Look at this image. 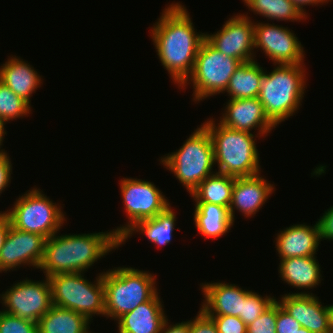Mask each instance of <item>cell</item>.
Masks as SVG:
<instances>
[{
    "label": "cell",
    "instance_id": "9a60e30c",
    "mask_svg": "<svg viewBox=\"0 0 333 333\" xmlns=\"http://www.w3.org/2000/svg\"><path fill=\"white\" fill-rule=\"evenodd\" d=\"M226 104L219 121L225 127L248 133L253 129L258 130L257 134L263 138L276 128L258 97L229 99Z\"/></svg>",
    "mask_w": 333,
    "mask_h": 333
},
{
    "label": "cell",
    "instance_id": "ba28073f",
    "mask_svg": "<svg viewBox=\"0 0 333 333\" xmlns=\"http://www.w3.org/2000/svg\"><path fill=\"white\" fill-rule=\"evenodd\" d=\"M27 192L16 199L12 208L0 213H5L11 225L21 231L43 235L47 239L60 232L66 221L62 206L50 200L39 188Z\"/></svg>",
    "mask_w": 333,
    "mask_h": 333
},
{
    "label": "cell",
    "instance_id": "60d3db41",
    "mask_svg": "<svg viewBox=\"0 0 333 333\" xmlns=\"http://www.w3.org/2000/svg\"><path fill=\"white\" fill-rule=\"evenodd\" d=\"M6 130H4L1 126H0V153H2L5 149H1L4 137L6 135Z\"/></svg>",
    "mask_w": 333,
    "mask_h": 333
},
{
    "label": "cell",
    "instance_id": "30bf717a",
    "mask_svg": "<svg viewBox=\"0 0 333 333\" xmlns=\"http://www.w3.org/2000/svg\"><path fill=\"white\" fill-rule=\"evenodd\" d=\"M119 184L128 222L112 231L121 240L138 222L156 217L170 203L150 181L129 177L121 179Z\"/></svg>",
    "mask_w": 333,
    "mask_h": 333
},
{
    "label": "cell",
    "instance_id": "5bb4252c",
    "mask_svg": "<svg viewBox=\"0 0 333 333\" xmlns=\"http://www.w3.org/2000/svg\"><path fill=\"white\" fill-rule=\"evenodd\" d=\"M46 239L43 235L21 231L10 225L0 249V273L25 265L39 269Z\"/></svg>",
    "mask_w": 333,
    "mask_h": 333
},
{
    "label": "cell",
    "instance_id": "f1b7e54d",
    "mask_svg": "<svg viewBox=\"0 0 333 333\" xmlns=\"http://www.w3.org/2000/svg\"><path fill=\"white\" fill-rule=\"evenodd\" d=\"M31 111V105L28 102L0 81V126L4 130L7 122L26 117Z\"/></svg>",
    "mask_w": 333,
    "mask_h": 333
},
{
    "label": "cell",
    "instance_id": "3957f363",
    "mask_svg": "<svg viewBox=\"0 0 333 333\" xmlns=\"http://www.w3.org/2000/svg\"><path fill=\"white\" fill-rule=\"evenodd\" d=\"M209 119L202 125L211 137L214 164L218 166L216 172L233 177L261 174L260 154L255 143V138L261 136L215 124V119Z\"/></svg>",
    "mask_w": 333,
    "mask_h": 333
},
{
    "label": "cell",
    "instance_id": "d6986e66",
    "mask_svg": "<svg viewBox=\"0 0 333 333\" xmlns=\"http://www.w3.org/2000/svg\"><path fill=\"white\" fill-rule=\"evenodd\" d=\"M205 298L201 310L206 315L242 316L244 290L235 284L205 282L200 284Z\"/></svg>",
    "mask_w": 333,
    "mask_h": 333
},
{
    "label": "cell",
    "instance_id": "8fae6325",
    "mask_svg": "<svg viewBox=\"0 0 333 333\" xmlns=\"http://www.w3.org/2000/svg\"><path fill=\"white\" fill-rule=\"evenodd\" d=\"M10 287L0 294L6 307L2 312L37 323L52 306L51 285L46 276L41 281L25 278Z\"/></svg>",
    "mask_w": 333,
    "mask_h": 333
},
{
    "label": "cell",
    "instance_id": "8d00e7d4",
    "mask_svg": "<svg viewBox=\"0 0 333 333\" xmlns=\"http://www.w3.org/2000/svg\"><path fill=\"white\" fill-rule=\"evenodd\" d=\"M317 223L320 229L321 240L328 239L333 241V206L320 216Z\"/></svg>",
    "mask_w": 333,
    "mask_h": 333
},
{
    "label": "cell",
    "instance_id": "52a82bcc",
    "mask_svg": "<svg viewBox=\"0 0 333 333\" xmlns=\"http://www.w3.org/2000/svg\"><path fill=\"white\" fill-rule=\"evenodd\" d=\"M83 274L61 273L48 277L52 305L73 310L91 322L95 314L105 316L103 278L99 273L93 284Z\"/></svg>",
    "mask_w": 333,
    "mask_h": 333
},
{
    "label": "cell",
    "instance_id": "44dd1931",
    "mask_svg": "<svg viewBox=\"0 0 333 333\" xmlns=\"http://www.w3.org/2000/svg\"><path fill=\"white\" fill-rule=\"evenodd\" d=\"M41 77L33 66L18 56L11 55L0 67V81L30 105L32 94L42 85Z\"/></svg>",
    "mask_w": 333,
    "mask_h": 333
},
{
    "label": "cell",
    "instance_id": "484cf974",
    "mask_svg": "<svg viewBox=\"0 0 333 333\" xmlns=\"http://www.w3.org/2000/svg\"><path fill=\"white\" fill-rule=\"evenodd\" d=\"M257 60L243 62L236 69L225 93L229 99H247L258 97L265 69Z\"/></svg>",
    "mask_w": 333,
    "mask_h": 333
},
{
    "label": "cell",
    "instance_id": "4316f807",
    "mask_svg": "<svg viewBox=\"0 0 333 333\" xmlns=\"http://www.w3.org/2000/svg\"><path fill=\"white\" fill-rule=\"evenodd\" d=\"M235 177L215 172L202 181L191 193L195 203L230 206Z\"/></svg>",
    "mask_w": 333,
    "mask_h": 333
},
{
    "label": "cell",
    "instance_id": "9c48e42d",
    "mask_svg": "<svg viewBox=\"0 0 333 333\" xmlns=\"http://www.w3.org/2000/svg\"><path fill=\"white\" fill-rule=\"evenodd\" d=\"M241 63L240 60L221 53L204 39L198 49L193 71L180 88L184 90L185 86L192 83V101L195 103L224 93Z\"/></svg>",
    "mask_w": 333,
    "mask_h": 333
},
{
    "label": "cell",
    "instance_id": "d4e9b609",
    "mask_svg": "<svg viewBox=\"0 0 333 333\" xmlns=\"http://www.w3.org/2000/svg\"><path fill=\"white\" fill-rule=\"evenodd\" d=\"M171 205L162 213L154 218L138 222L128 233L120 240V245L125 244L126 240L134 233L139 232L156 245L166 246L172 241L173 231L177 220L176 214Z\"/></svg>",
    "mask_w": 333,
    "mask_h": 333
},
{
    "label": "cell",
    "instance_id": "7bdbcfd3",
    "mask_svg": "<svg viewBox=\"0 0 333 333\" xmlns=\"http://www.w3.org/2000/svg\"><path fill=\"white\" fill-rule=\"evenodd\" d=\"M295 333H312L310 332L308 329L301 327L298 331H296Z\"/></svg>",
    "mask_w": 333,
    "mask_h": 333
},
{
    "label": "cell",
    "instance_id": "1f68e13d",
    "mask_svg": "<svg viewBox=\"0 0 333 333\" xmlns=\"http://www.w3.org/2000/svg\"><path fill=\"white\" fill-rule=\"evenodd\" d=\"M277 300L259 318L247 325V333H276Z\"/></svg>",
    "mask_w": 333,
    "mask_h": 333
},
{
    "label": "cell",
    "instance_id": "2e32d148",
    "mask_svg": "<svg viewBox=\"0 0 333 333\" xmlns=\"http://www.w3.org/2000/svg\"><path fill=\"white\" fill-rule=\"evenodd\" d=\"M281 296L278 303L301 327L312 333H331L329 305L323 306L318 296L308 291L289 292Z\"/></svg>",
    "mask_w": 333,
    "mask_h": 333
},
{
    "label": "cell",
    "instance_id": "603a6c76",
    "mask_svg": "<svg viewBox=\"0 0 333 333\" xmlns=\"http://www.w3.org/2000/svg\"><path fill=\"white\" fill-rule=\"evenodd\" d=\"M194 223L205 239H217L228 233L234 225L228 207L210 203H195Z\"/></svg>",
    "mask_w": 333,
    "mask_h": 333
},
{
    "label": "cell",
    "instance_id": "8992f818",
    "mask_svg": "<svg viewBox=\"0 0 333 333\" xmlns=\"http://www.w3.org/2000/svg\"><path fill=\"white\" fill-rule=\"evenodd\" d=\"M160 158V163L175 175L190 195L202 181L215 173L213 144L202 124L178 150Z\"/></svg>",
    "mask_w": 333,
    "mask_h": 333
},
{
    "label": "cell",
    "instance_id": "b9f144b4",
    "mask_svg": "<svg viewBox=\"0 0 333 333\" xmlns=\"http://www.w3.org/2000/svg\"><path fill=\"white\" fill-rule=\"evenodd\" d=\"M329 315H330V329L331 333H333V304L329 305Z\"/></svg>",
    "mask_w": 333,
    "mask_h": 333
},
{
    "label": "cell",
    "instance_id": "6da1fadb",
    "mask_svg": "<svg viewBox=\"0 0 333 333\" xmlns=\"http://www.w3.org/2000/svg\"><path fill=\"white\" fill-rule=\"evenodd\" d=\"M150 34L162 66L180 89L193 71L205 33L195 30L190 14L182 3L173 2L162 10Z\"/></svg>",
    "mask_w": 333,
    "mask_h": 333
},
{
    "label": "cell",
    "instance_id": "83f0119b",
    "mask_svg": "<svg viewBox=\"0 0 333 333\" xmlns=\"http://www.w3.org/2000/svg\"><path fill=\"white\" fill-rule=\"evenodd\" d=\"M249 11L268 20L299 21L306 20L308 15L298 8L292 0H243Z\"/></svg>",
    "mask_w": 333,
    "mask_h": 333
},
{
    "label": "cell",
    "instance_id": "7c38bea8",
    "mask_svg": "<svg viewBox=\"0 0 333 333\" xmlns=\"http://www.w3.org/2000/svg\"><path fill=\"white\" fill-rule=\"evenodd\" d=\"M288 27L254 22V49L259 48L274 65L303 64L305 50Z\"/></svg>",
    "mask_w": 333,
    "mask_h": 333
},
{
    "label": "cell",
    "instance_id": "f546056e",
    "mask_svg": "<svg viewBox=\"0 0 333 333\" xmlns=\"http://www.w3.org/2000/svg\"><path fill=\"white\" fill-rule=\"evenodd\" d=\"M276 297L262 296L252 290L244 289V302L242 307V316L239 318L249 325L266 311L275 301Z\"/></svg>",
    "mask_w": 333,
    "mask_h": 333
},
{
    "label": "cell",
    "instance_id": "836d02e7",
    "mask_svg": "<svg viewBox=\"0 0 333 333\" xmlns=\"http://www.w3.org/2000/svg\"><path fill=\"white\" fill-rule=\"evenodd\" d=\"M301 325L277 301L276 333H295Z\"/></svg>",
    "mask_w": 333,
    "mask_h": 333
},
{
    "label": "cell",
    "instance_id": "f35d334b",
    "mask_svg": "<svg viewBox=\"0 0 333 333\" xmlns=\"http://www.w3.org/2000/svg\"><path fill=\"white\" fill-rule=\"evenodd\" d=\"M10 225L8 216L5 213H0V249L3 246Z\"/></svg>",
    "mask_w": 333,
    "mask_h": 333
},
{
    "label": "cell",
    "instance_id": "277c9868",
    "mask_svg": "<svg viewBox=\"0 0 333 333\" xmlns=\"http://www.w3.org/2000/svg\"><path fill=\"white\" fill-rule=\"evenodd\" d=\"M304 65H276L271 72H264L258 99L276 126L293 116L302 105L307 81Z\"/></svg>",
    "mask_w": 333,
    "mask_h": 333
},
{
    "label": "cell",
    "instance_id": "ac0fdd59",
    "mask_svg": "<svg viewBox=\"0 0 333 333\" xmlns=\"http://www.w3.org/2000/svg\"><path fill=\"white\" fill-rule=\"evenodd\" d=\"M275 248L279 259L315 256L321 241L318 223L293 224L277 234Z\"/></svg>",
    "mask_w": 333,
    "mask_h": 333
},
{
    "label": "cell",
    "instance_id": "d590c367",
    "mask_svg": "<svg viewBox=\"0 0 333 333\" xmlns=\"http://www.w3.org/2000/svg\"><path fill=\"white\" fill-rule=\"evenodd\" d=\"M7 151L0 153V195L11 183L12 163Z\"/></svg>",
    "mask_w": 333,
    "mask_h": 333
},
{
    "label": "cell",
    "instance_id": "74e56055",
    "mask_svg": "<svg viewBox=\"0 0 333 333\" xmlns=\"http://www.w3.org/2000/svg\"><path fill=\"white\" fill-rule=\"evenodd\" d=\"M159 333H190L189 320L169 325L167 318Z\"/></svg>",
    "mask_w": 333,
    "mask_h": 333
},
{
    "label": "cell",
    "instance_id": "cb8c5ba5",
    "mask_svg": "<svg viewBox=\"0 0 333 333\" xmlns=\"http://www.w3.org/2000/svg\"><path fill=\"white\" fill-rule=\"evenodd\" d=\"M90 321L73 310L52 305L38 320V333H87Z\"/></svg>",
    "mask_w": 333,
    "mask_h": 333
},
{
    "label": "cell",
    "instance_id": "e0dca14e",
    "mask_svg": "<svg viewBox=\"0 0 333 333\" xmlns=\"http://www.w3.org/2000/svg\"><path fill=\"white\" fill-rule=\"evenodd\" d=\"M274 185L265 180L260 174L250 177H235L229 213L235 220V210L244 217H252L262 208L267 199L273 194Z\"/></svg>",
    "mask_w": 333,
    "mask_h": 333
},
{
    "label": "cell",
    "instance_id": "d6a6232c",
    "mask_svg": "<svg viewBox=\"0 0 333 333\" xmlns=\"http://www.w3.org/2000/svg\"><path fill=\"white\" fill-rule=\"evenodd\" d=\"M215 323L218 333H247V325L239 318L230 315H207Z\"/></svg>",
    "mask_w": 333,
    "mask_h": 333
},
{
    "label": "cell",
    "instance_id": "5b68a950",
    "mask_svg": "<svg viewBox=\"0 0 333 333\" xmlns=\"http://www.w3.org/2000/svg\"><path fill=\"white\" fill-rule=\"evenodd\" d=\"M105 316L118 320L156 293V276L133 267H114L102 272Z\"/></svg>",
    "mask_w": 333,
    "mask_h": 333
},
{
    "label": "cell",
    "instance_id": "4dcf8cb0",
    "mask_svg": "<svg viewBox=\"0 0 333 333\" xmlns=\"http://www.w3.org/2000/svg\"><path fill=\"white\" fill-rule=\"evenodd\" d=\"M0 333H38V326L36 322L0 310Z\"/></svg>",
    "mask_w": 333,
    "mask_h": 333
},
{
    "label": "cell",
    "instance_id": "7402d4cb",
    "mask_svg": "<svg viewBox=\"0 0 333 333\" xmlns=\"http://www.w3.org/2000/svg\"><path fill=\"white\" fill-rule=\"evenodd\" d=\"M316 256L294 257L280 260L279 277L297 289L316 288L322 279L320 264Z\"/></svg>",
    "mask_w": 333,
    "mask_h": 333
},
{
    "label": "cell",
    "instance_id": "7a4b0ae2",
    "mask_svg": "<svg viewBox=\"0 0 333 333\" xmlns=\"http://www.w3.org/2000/svg\"><path fill=\"white\" fill-rule=\"evenodd\" d=\"M120 247L113 231L98 233H57L46 239L39 269L46 277L61 273H85L97 260Z\"/></svg>",
    "mask_w": 333,
    "mask_h": 333
},
{
    "label": "cell",
    "instance_id": "4fadbf2b",
    "mask_svg": "<svg viewBox=\"0 0 333 333\" xmlns=\"http://www.w3.org/2000/svg\"><path fill=\"white\" fill-rule=\"evenodd\" d=\"M222 29L205 33V39L218 51L243 62L256 60L254 53V20L245 13L230 17Z\"/></svg>",
    "mask_w": 333,
    "mask_h": 333
},
{
    "label": "cell",
    "instance_id": "e575fe53",
    "mask_svg": "<svg viewBox=\"0 0 333 333\" xmlns=\"http://www.w3.org/2000/svg\"><path fill=\"white\" fill-rule=\"evenodd\" d=\"M190 333H218L214 321L201 309L193 320H189Z\"/></svg>",
    "mask_w": 333,
    "mask_h": 333
},
{
    "label": "cell",
    "instance_id": "ab89813d",
    "mask_svg": "<svg viewBox=\"0 0 333 333\" xmlns=\"http://www.w3.org/2000/svg\"><path fill=\"white\" fill-rule=\"evenodd\" d=\"M292 1L298 6V8H300V10L302 12H304L307 15L308 13H306L305 8H303V7H305L307 5L308 6H310V5L318 6V4L323 5L324 3H326V2L328 3L331 0H292Z\"/></svg>",
    "mask_w": 333,
    "mask_h": 333
},
{
    "label": "cell",
    "instance_id": "ffe728a7",
    "mask_svg": "<svg viewBox=\"0 0 333 333\" xmlns=\"http://www.w3.org/2000/svg\"><path fill=\"white\" fill-rule=\"evenodd\" d=\"M158 294L121 316L116 321L118 333H159L167 316Z\"/></svg>",
    "mask_w": 333,
    "mask_h": 333
}]
</instances>
